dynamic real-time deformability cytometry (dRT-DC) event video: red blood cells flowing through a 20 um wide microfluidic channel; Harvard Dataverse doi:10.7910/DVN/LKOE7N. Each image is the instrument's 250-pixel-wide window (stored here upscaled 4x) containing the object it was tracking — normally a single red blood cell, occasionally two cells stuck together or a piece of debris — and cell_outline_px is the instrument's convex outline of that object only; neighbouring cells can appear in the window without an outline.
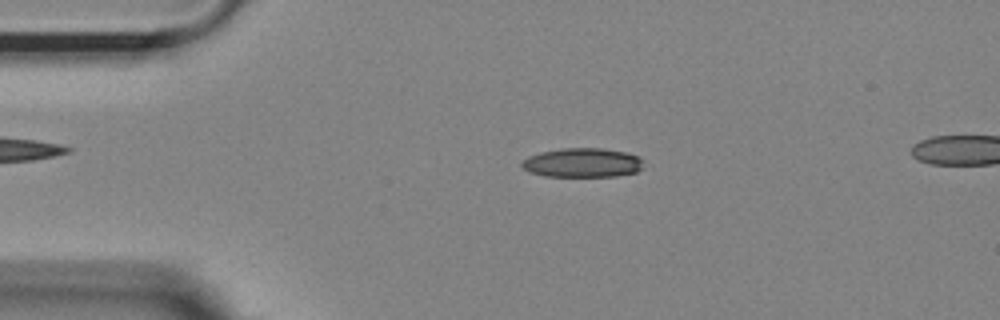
{"species": "Egyptian fruit bat (a non-hibernating species)", "species_latin": "Rousettus aegyptiacus", "temperature_condition": "room temperature", "stored_images_in_passage": 50, "camera_frame_rate_fps": 3000, "um_per_image_px": 0.085, "animal": {"sex": "female"}, "frame": {"image": 1, "passage_image": 8, "time_ms": 2.333, "image_size_px": [1000, 320], "cell_outline_px": [[644, 168], [636, 172], [616, 176], [544, 176], [528, 172], [520, 164], [528, 156], [540, 152], [560, 148], [604, 148], [624, 152], [636, 156], [640, 160]], "centroid_in_image_um": [49.47, 13.83], "position_along_channel_um": 35.5, "area_um2": 20.69}}
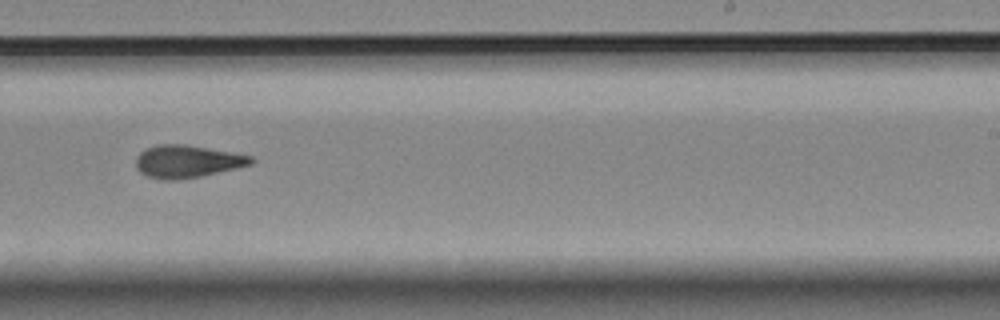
{"frame": {"image": 2, "passage_image": 30, "time_ms": 9.667, "image_size_px": [1000, 320], "cell_outline_px": [[256, 160], [252, 164], [236, 168], [200, 176], [180, 180], [160, 180], [148, 176], [140, 172], [136, 168], [136, 156], [144, 148], [156, 144], [184, 144], [232, 152], [252, 156]], "centroid_in_image_um": [15.88, 13.72], "position_along_channel_um": 273.1, "area_um2": 22.02}}
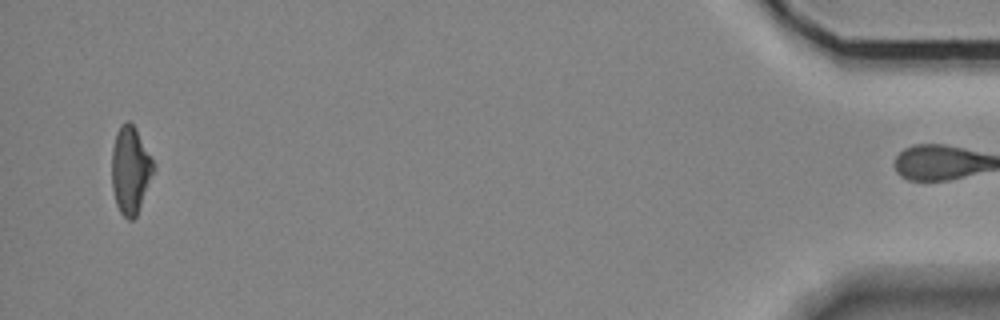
{"frame": {"image": 3, "passage_image": 49, "time_ms": 16.0, "image_size_px": [1000, 320], "cell_outline_px": [[156, 168], [136, 216], [132, 220], [128, 220], [120, 212], [116, 204], [112, 188], [112, 148], [116, 132], [120, 124], [128, 120], [136, 128], [156, 164]], "centroid_in_image_um": [11.09, 14.43], "position_along_channel_um": 424.1, "area_um2": 21.5}, "authors_computed_cell_mechanics": {"area_um2": 21.4149, "velocity_mm_per_s": 3.6906, "shape_relaxation_time_tau1_ms": null, "shape_relaxation_time_tau2_ms": 4.2162, "deformation_change_tau1": null, "deformation_change_tau2": 0.1398}}